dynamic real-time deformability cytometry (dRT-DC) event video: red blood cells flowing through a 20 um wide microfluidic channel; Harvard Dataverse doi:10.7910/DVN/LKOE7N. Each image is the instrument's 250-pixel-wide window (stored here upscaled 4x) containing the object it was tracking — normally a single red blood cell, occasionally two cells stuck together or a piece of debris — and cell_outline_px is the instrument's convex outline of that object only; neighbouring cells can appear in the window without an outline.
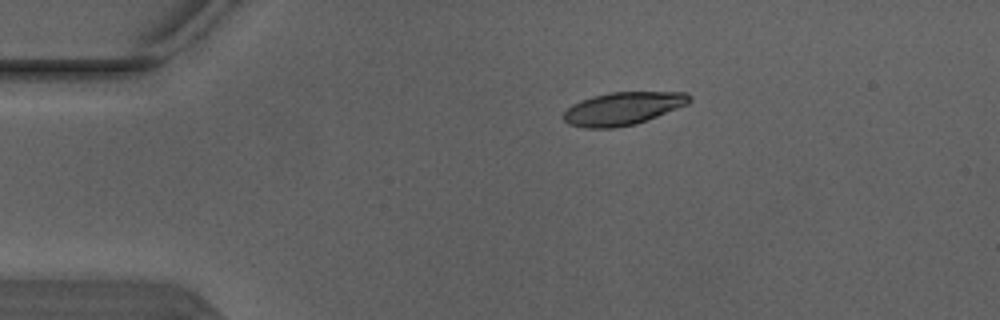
{"species": "Egyptian fruit bat (a non-hibernating species)", "species_latin": "Rousettus aegyptiacus", "temperature_condition": "warm", "stored_images_in_passage": 3, "camera_frame_rate_fps": 3000, "um_per_image_px": 0.085, "animal": {"sex": "male"}, "frame": {"image": 1, "passage_image": 1, "time_ms": 0.0, "image_size_px": [1000, 320], "cell_outline_px": [[692, 100], [688, 104], [636, 124], [616, 128], [584, 128], [568, 124], [564, 120], [564, 112], [572, 104], [580, 100], [592, 96], [612, 92], [688, 92], [692, 96]], "centroid_in_image_um": [52.95, 9.22], "position_along_channel_um": 32.0, "area_um2": 24.22}}
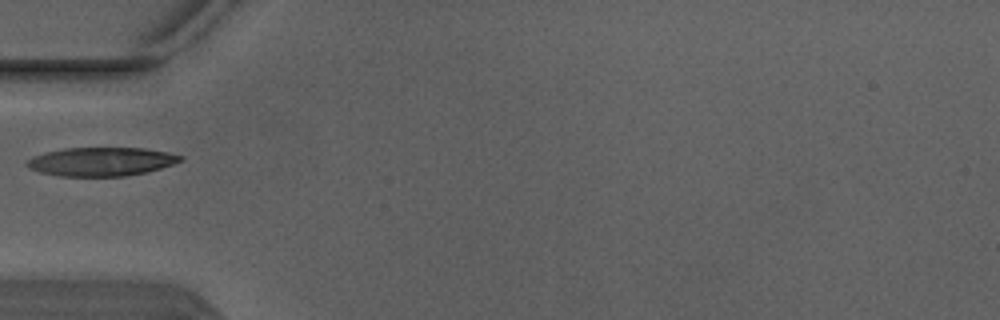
{"frame": {"image": 2, "passage_image": 3, "time_ms": 0.667, "image_size_px": [1000, 320], "cell_outline_px": [[184, 160], [148, 172], [124, 176], [60, 176], [40, 172], [24, 164], [24, 160], [32, 156], [44, 152], [64, 148], [144, 148], [168, 152], [184, 156]], "centroid_in_image_um": [8.59, 13.73], "position_along_channel_um": 76.4, "area_um2": 25.78}}